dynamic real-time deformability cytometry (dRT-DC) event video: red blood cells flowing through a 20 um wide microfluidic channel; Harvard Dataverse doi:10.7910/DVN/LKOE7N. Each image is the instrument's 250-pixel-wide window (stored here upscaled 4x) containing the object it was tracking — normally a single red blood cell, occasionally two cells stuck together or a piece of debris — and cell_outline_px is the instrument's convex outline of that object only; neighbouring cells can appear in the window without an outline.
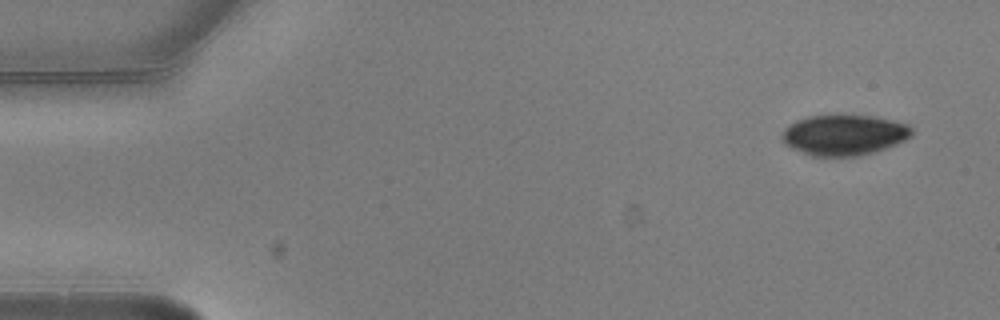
{"species": "common noctule bat (a hibernating species)", "species_latin": "Nyctalus noctula", "temperature_condition": "warm", "stored_images_in_passage": 6, "camera_frame_rate_fps": 3000, "um_per_image_px": 0.085, "animal": {"sex": "male", "body_mass_g": 20.5, "forearm_length_mm": 52.5}, "frame": {"image": 1, "passage_image": 1, "time_ms": 0.0, "image_size_px": [1000, 320], "cell_outline_px": [[912, 136], [896, 144], [872, 152], [856, 156], [812, 156], [792, 148], [784, 144], [784, 132], [796, 120], [808, 116], [876, 116], [908, 124], [912, 128]], "centroid_in_image_um": [71.79, 11.47], "position_along_channel_um": 13.2, "area_um2": 30.11}}